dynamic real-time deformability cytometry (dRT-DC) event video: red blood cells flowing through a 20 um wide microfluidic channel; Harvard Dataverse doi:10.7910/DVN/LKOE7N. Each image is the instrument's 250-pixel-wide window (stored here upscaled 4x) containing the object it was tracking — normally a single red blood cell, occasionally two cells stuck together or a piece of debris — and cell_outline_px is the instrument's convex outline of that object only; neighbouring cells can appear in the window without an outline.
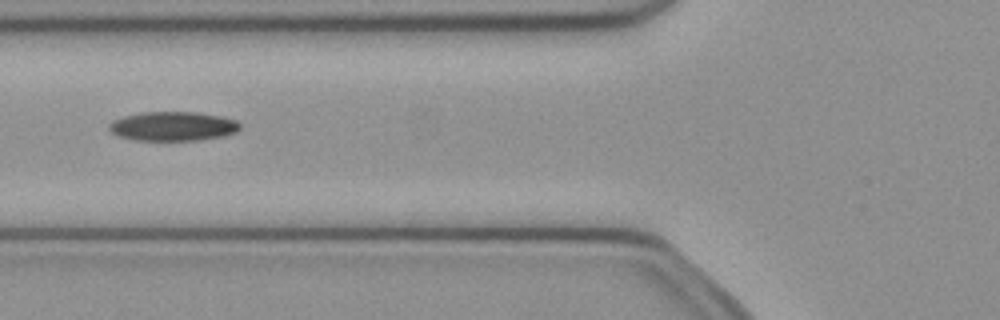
{"species": "common noctule bat (a hibernating species)", "species_latin": "Nyctalus noctula", "temperature_condition": "cold", "stored_images_in_passage": 2, "camera_frame_rate_fps": 3000, "um_per_image_px": 0.085, "animal": {"sex": "female", "body_mass_g": 21.9}, "frame": {"image": 1, "passage_image": 2, "time_ms": 0.333, "image_size_px": [1000, 320], "cell_outline_px": [[240, 128], [236, 132], [224, 136], [200, 140], [136, 140], [120, 136], [112, 132], [108, 128], [108, 124], [112, 120], [124, 116], [140, 112], [196, 112], [220, 116], [236, 120], [240, 124]], "centroid_in_image_um": [14.7, 10.72], "position_along_channel_um": 111.1, "area_um2": 22.31}}